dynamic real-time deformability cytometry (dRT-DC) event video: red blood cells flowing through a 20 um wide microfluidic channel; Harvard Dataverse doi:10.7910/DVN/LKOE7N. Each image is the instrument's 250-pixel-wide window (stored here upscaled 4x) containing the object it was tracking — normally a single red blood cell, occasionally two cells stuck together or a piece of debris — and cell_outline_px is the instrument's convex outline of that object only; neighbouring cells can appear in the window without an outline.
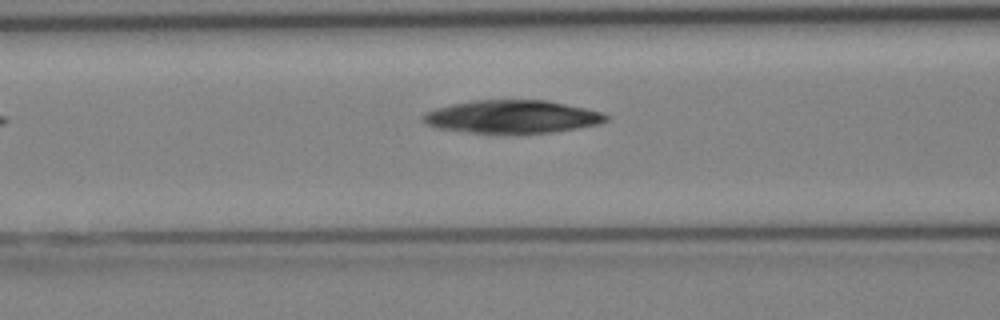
{"species": "Egyptian fruit bat (a non-hibernating species)", "species_latin": "Rousettus aegyptiacus", "temperature_condition": "cold", "stored_images_in_passage": 4, "camera_frame_rate_fps": 3000, "um_per_image_px": 0.085, "animal": {"sex": "female"}, "frame": {"image": 1, "passage_image": 4, "time_ms": 3.333, "image_size_px": [1000, 320], "cell_outline_px": [[608, 120], [600, 124], [552, 132], [516, 136], [468, 132], [436, 128], [428, 124], [420, 116], [424, 112], [436, 108], [452, 104], [472, 100], [548, 100], [604, 112], [608, 116]], "centroid_in_image_um": [43.54, 9.95], "position_along_channel_um": 123.1, "area_um2": 36.13}}